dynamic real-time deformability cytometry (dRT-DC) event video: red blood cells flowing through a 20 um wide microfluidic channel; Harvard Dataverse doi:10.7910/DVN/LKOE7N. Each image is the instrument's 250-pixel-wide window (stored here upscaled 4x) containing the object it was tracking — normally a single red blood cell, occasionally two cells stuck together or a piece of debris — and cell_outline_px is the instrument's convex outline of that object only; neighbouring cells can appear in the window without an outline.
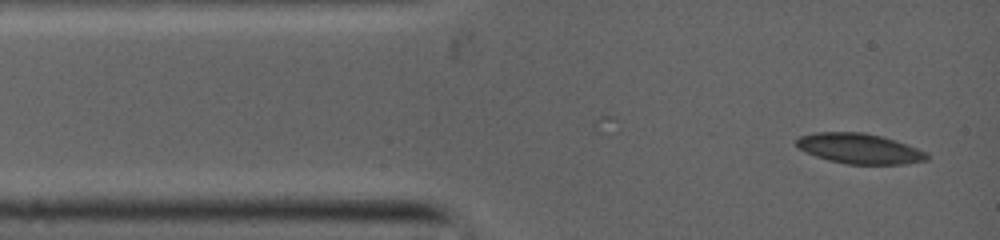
{"species": "common noctule bat (a hibernating species)", "species_latin": "Nyctalus noctula", "temperature_condition": "warm", "stored_images_in_passage": 24, "camera_frame_rate_fps": 5000, "um_per_image_px": 0.085, "animal": {"sex": "female", "body_mass_g": 19.0, "forearm_length_mm": 53.3}, "frame": {"image": 1, "passage_image": 1, "time_ms": 0.0, "image_size_px": [1000, 240], "cell_outline_px": [[928, 156], [924, 160], [900, 164], [848, 164], [828, 160], [816, 156], [800, 148], [796, 144], [796, 140], [800, 136], [816, 132], [860, 132], [880, 136], [904, 144], [924, 152]], "centroid_in_image_um": [72.97, 12.63], "position_along_channel_um": 12.0, "area_um2": 22.25}}
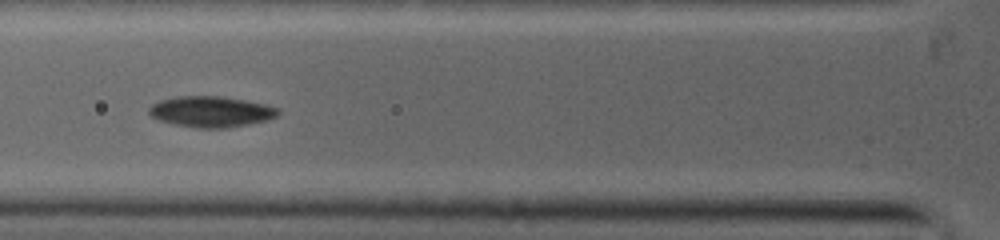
{"frame": {"image": 2, "passage_image": 12, "time_ms": 3.2, "image_size_px": [1000, 240], "cell_outline_px": [[280, 112], [276, 116], [264, 120], [224, 128], [196, 128], [176, 124], [160, 120], [152, 116], [148, 112], [148, 108], [152, 104], [160, 100], [176, 96], [220, 96], [244, 100], [276, 108]], "centroid_in_image_um": [17.85, 9.48], "position_along_channel_um": 107.9, "area_um2": 22.66}}
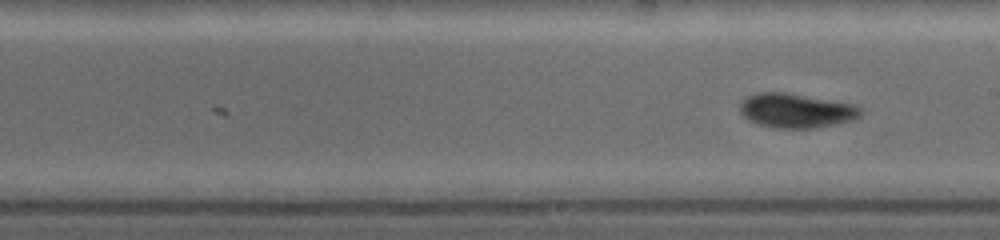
{"frame": {"image": 3, "passage_image": 24, "time_ms": 5.8, "image_size_px": [1000, 240], "cell_outline_px": [[860, 116], [848, 120], [812, 128], [784, 128], [760, 124], [744, 116], [740, 112], [740, 104], [748, 96], [760, 92], [780, 92], [852, 104], [860, 108]], "centroid_in_image_um": [67.62, 9.39], "position_along_channel_um": 221.4, "area_um2": 23.06}}